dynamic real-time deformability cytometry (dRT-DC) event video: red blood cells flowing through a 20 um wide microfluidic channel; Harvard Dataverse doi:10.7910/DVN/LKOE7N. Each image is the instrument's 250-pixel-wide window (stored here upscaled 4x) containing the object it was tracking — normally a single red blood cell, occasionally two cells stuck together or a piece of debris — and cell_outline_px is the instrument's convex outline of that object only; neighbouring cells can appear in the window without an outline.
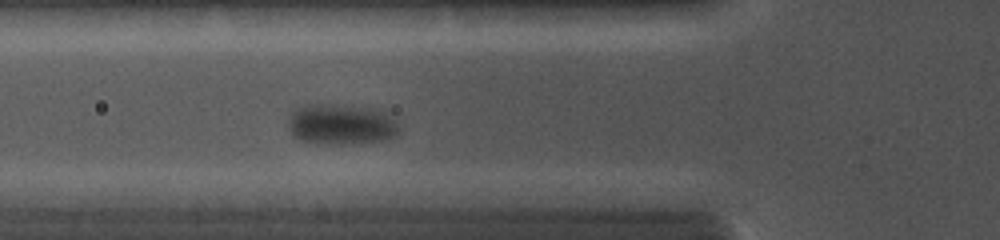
{"species": "common noctule bat (a hibernating species)", "species_latin": "Nyctalus noctula", "temperature_condition": "cold", "stored_images_in_passage": 48, "camera_frame_rate_fps": 5000, "um_per_image_px": 0.085, "animal": {"sex": "female", "body_mass_g": 19.0, "forearm_length_mm": 56.7}, "frame": {"image": 1, "passage_image": 20, "time_ms": 5.4, "image_size_px": [1000, 240], "cell_outline_px": [[400, 132], [396, 136], [384, 140], [340, 144], [328, 144], [300, 140], [292, 136], [288, 128], [288, 116], [296, 108], [304, 104], [352, 104], [384, 108], [392, 112], [400, 128]], "centroid_in_image_um": [29.07, 10.51], "position_along_channel_um": 96.7, "area_um2": 27.51}}
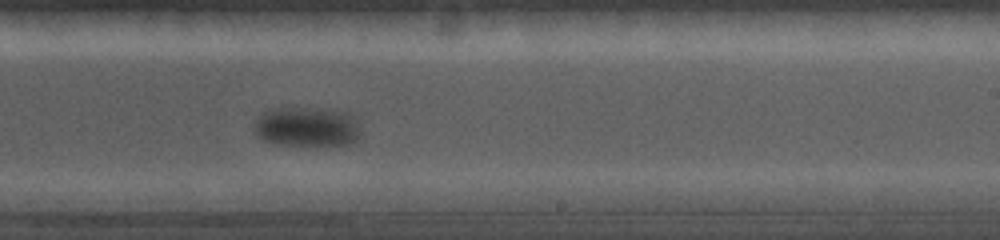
{"frame": {"image": 2, "passage_image": 30, "time_ms": 9.6, "image_size_px": [1000, 240], "cell_outline_px": [[360, 132], [356, 140], [348, 144], [276, 144], [264, 140], [256, 132], [252, 124], [264, 112], [276, 108], [304, 108], [348, 112], [352, 116]], "centroid_in_image_um": [26.05, 10.77], "position_along_channel_um": 262.9, "area_um2": 23.87}}
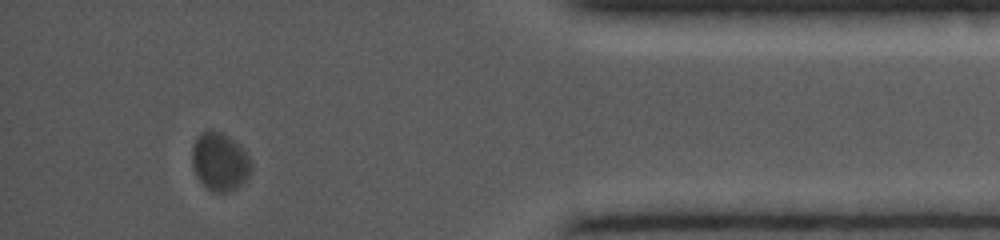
{"frame": {"image": 3, "passage_image": 45, "time_ms": 14.2, "image_size_px": [1000, 240], "cell_outline_px": [[252, 172], [236, 188], [228, 192], [212, 192], [200, 180], [192, 164], [192, 144], [196, 136], [200, 132], [208, 128], [212, 128], [228, 136], [252, 160]], "centroid_in_image_um": [18.66, 13.71], "position_along_channel_um": 416.5, "area_um2": 20.0}}